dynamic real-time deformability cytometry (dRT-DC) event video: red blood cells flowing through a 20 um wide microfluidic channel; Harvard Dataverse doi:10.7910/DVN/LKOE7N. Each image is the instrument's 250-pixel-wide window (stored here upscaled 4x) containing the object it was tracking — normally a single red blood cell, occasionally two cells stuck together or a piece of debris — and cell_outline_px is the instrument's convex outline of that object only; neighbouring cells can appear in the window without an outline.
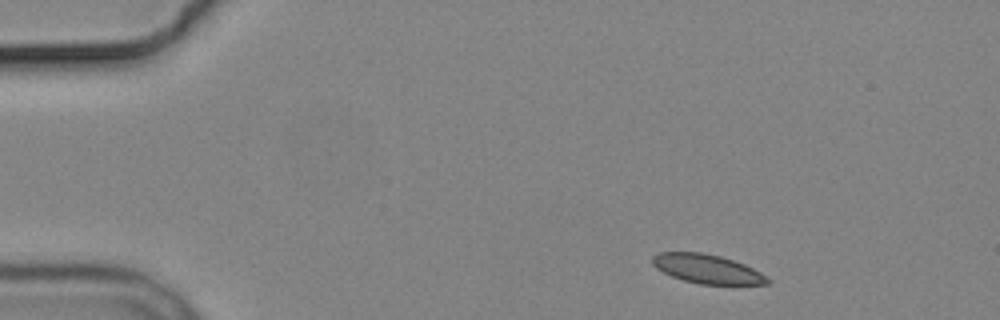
{"species": "common noctule bat (a hibernating species)", "species_latin": "Nyctalus noctula", "temperature_condition": "cold", "stored_images_in_passage": 3, "camera_frame_rate_fps": 3000, "um_per_image_px": 0.085, "animal": {"sex": "male", "body_mass_g": 19.2, "forearm_length_mm": 51.8}, "frame": {"image": 1, "passage_image": 1, "time_ms": 0.0, "image_size_px": [1000, 320], "cell_outline_px": [[768, 284], [700, 284], [684, 280], [672, 276], [656, 268], [652, 264], [652, 256], [660, 252], [700, 252], [720, 256], [744, 264], [760, 272], [768, 280]], "centroid_in_image_um": [60.06, 22.85], "position_along_channel_um": 24.9, "area_um2": 19.13}}